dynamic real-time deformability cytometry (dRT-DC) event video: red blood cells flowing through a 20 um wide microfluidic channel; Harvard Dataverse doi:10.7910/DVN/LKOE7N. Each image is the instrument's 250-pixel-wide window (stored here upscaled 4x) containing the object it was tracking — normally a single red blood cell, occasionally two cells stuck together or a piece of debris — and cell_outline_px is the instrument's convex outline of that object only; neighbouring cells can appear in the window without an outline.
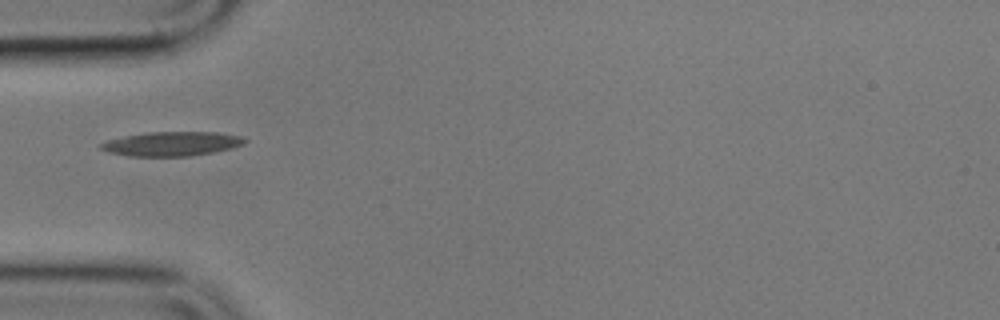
{"species": "common noctule bat (a hibernating species)", "species_latin": "Nyctalus noctula", "temperature_condition": "cold", "stored_images_in_passage": 11, "camera_frame_rate_fps": 3000, "um_per_image_px": 0.085, "animal": {"sex": "male", "body_mass_g": 17.9}, "frame": {"image": 1, "passage_image": 1, "time_ms": 0.0, "image_size_px": [1000, 320], "cell_outline_px": [[248, 140], [244, 144], [232, 148], [212, 152], [188, 156], [128, 156], [108, 152], [100, 148], [100, 144], [108, 140], [124, 136], [148, 132], [216, 132], [240, 136]], "centroid_in_image_um": [14.6, 12.22], "position_along_channel_um": 70.4, "area_um2": 20.23}}
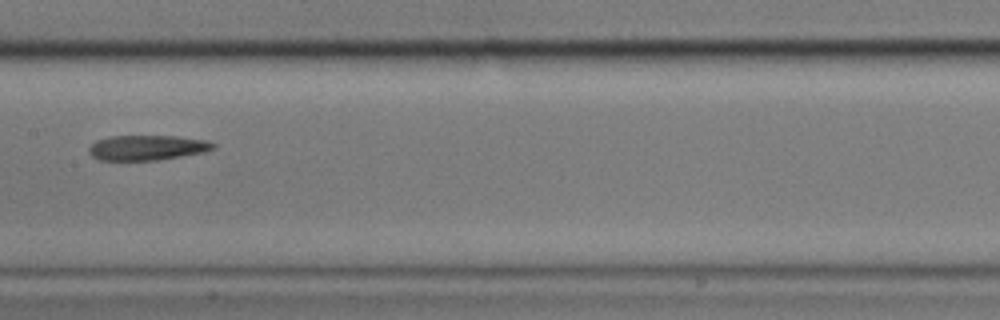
{"frame": {"image": 2, "passage_image": 4, "time_ms": 3.667, "image_size_px": [1000, 320], "cell_outline_px": [[216, 148], [204, 152], [156, 160], [100, 160], [92, 156], [88, 152], [88, 148], [96, 140], [108, 136], [176, 136], [208, 140], [216, 144]], "centroid_in_image_um": [12.51, 12.54], "position_along_channel_um": 194.9, "area_um2": 18.21}}
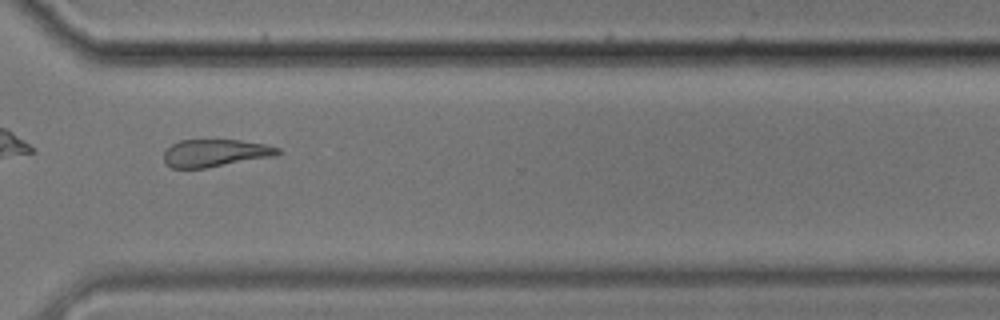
{"frame": {"image": 3, "passage_image": 8, "time_ms": 8.333, "image_size_px": [1000, 320], "cell_outline_px": [[280, 152], [272, 156], [204, 168], [172, 168], [164, 160], [164, 152], [172, 144], [180, 140], [240, 140], [264, 144], [280, 148]], "centroid_in_image_um": [18.26, 13.0], "position_along_channel_um": 352.3, "area_um2": 17.86}, "authors_computed_cell_mechanics": {"area_um2": 18.9584, "velocity_mm_per_s": 3.3795, "shape_relaxation_time_tau1_ms": 8.1408, "shape_relaxation_time_tau2_ms": 0.661, "deformation_change_tau1": 0.1508, "deformation_change_tau2": 0.0642}}